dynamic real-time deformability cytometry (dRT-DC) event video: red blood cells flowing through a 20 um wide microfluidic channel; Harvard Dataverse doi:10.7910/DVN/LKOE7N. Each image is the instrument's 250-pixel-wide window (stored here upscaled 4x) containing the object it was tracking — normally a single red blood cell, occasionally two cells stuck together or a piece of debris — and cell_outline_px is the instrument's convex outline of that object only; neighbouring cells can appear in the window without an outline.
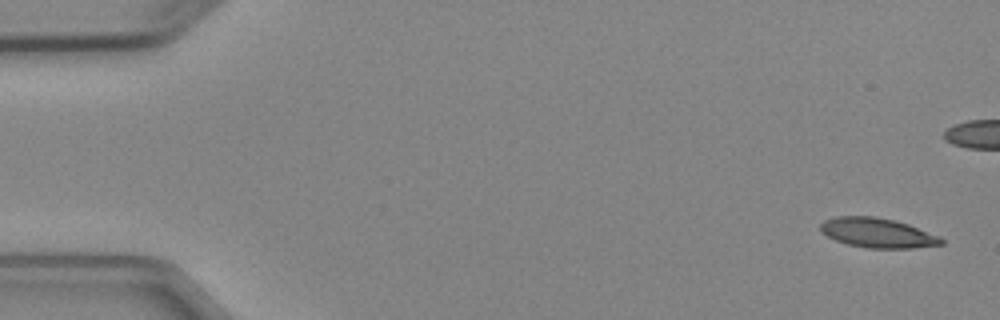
{"species": "Egyptian fruit bat (a non-hibernating species)", "species_latin": "Rousettus aegyptiacus", "temperature_condition": "cold", "stored_images_in_passage": 8, "camera_frame_rate_fps": 3000, "um_per_image_px": 0.085, "animal": {"sex": "female"}, "frame": {"image": 1, "passage_image": 1, "time_ms": 0.0, "image_size_px": [1000, 320], "cell_outline_px": [[944, 244], [912, 248], [868, 248], [848, 244], [836, 240], [820, 232], [820, 224], [824, 220], [836, 216], [876, 216], [908, 224], [940, 236], [944, 240]], "centroid_in_image_um": [74.59, 19.79], "position_along_channel_um": 10.4, "area_um2": 20.87}}